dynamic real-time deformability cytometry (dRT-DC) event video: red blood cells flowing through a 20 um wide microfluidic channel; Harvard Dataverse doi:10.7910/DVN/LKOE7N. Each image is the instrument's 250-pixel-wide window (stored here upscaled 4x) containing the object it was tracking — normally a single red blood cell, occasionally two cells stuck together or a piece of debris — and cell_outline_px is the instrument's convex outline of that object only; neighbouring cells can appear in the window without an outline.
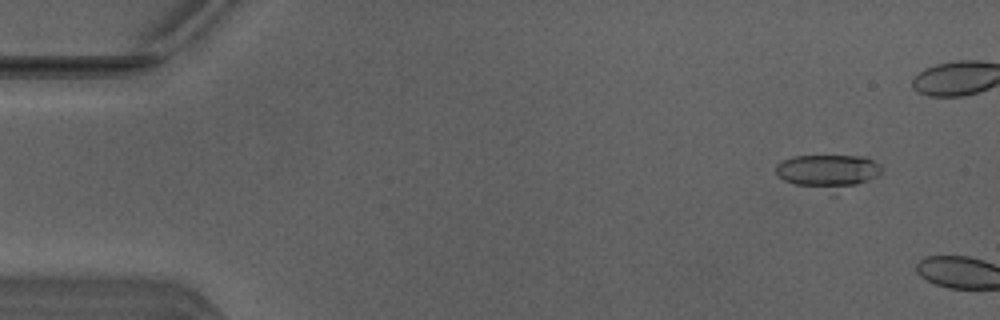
{"species": "Egyptian fruit bat (a non-hibernating species)", "species_latin": "Rousettus aegyptiacus", "temperature_condition": "warm", "stored_images_in_passage": 6, "camera_frame_rate_fps": 3000, "um_per_image_px": 0.085, "animal": {"sex": "male"}, "frame": {"image": 1, "passage_image": 4, "time_ms": 1.0, "image_size_px": [1000, 320], "cell_outline_px": [[880, 172], [876, 176], [836, 196], [832, 196], [784, 180], [776, 172], [776, 164], [784, 160], [796, 156], [864, 156], [880, 164]], "centroid_in_image_um": [70.39, 14.65], "position_along_channel_um": 14.6, "area_um2": 21.62}}